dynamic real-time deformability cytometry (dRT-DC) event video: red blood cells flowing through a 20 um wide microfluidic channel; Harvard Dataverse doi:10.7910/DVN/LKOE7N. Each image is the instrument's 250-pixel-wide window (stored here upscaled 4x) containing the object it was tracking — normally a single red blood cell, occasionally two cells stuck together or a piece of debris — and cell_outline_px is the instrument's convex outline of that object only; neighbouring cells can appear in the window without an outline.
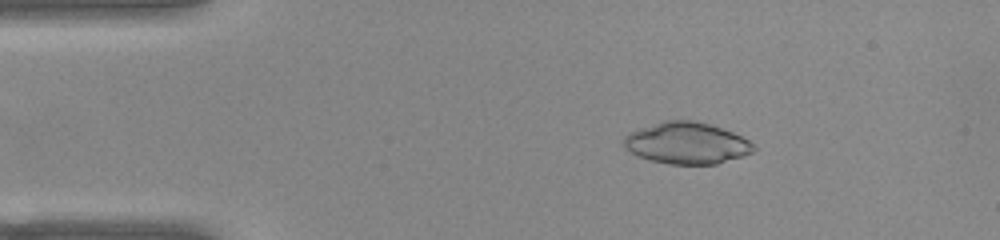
{"species": "common noctule bat (a hibernating species)", "species_latin": "Nyctalus noctula", "temperature_condition": "warm", "stored_images_in_passage": 51, "camera_frame_rate_fps": 3000, "um_per_image_px": 0.085, "animal": {"sex": "female", "body_mass_g": 22.0, "forearm_length_mm": 56.7}, "frame": {"image": 1, "passage_image": 8, "time_ms": 2.333, "image_size_px": [1000, 240], "cell_outline_px": [[756, 148], [752, 152], [716, 164], [668, 164], [636, 156], [624, 148], [624, 136], [640, 128], [664, 120], [696, 120], [732, 132], [748, 140]], "centroid_in_image_um": [58.33, 12.16], "position_along_channel_um": 26.7, "area_um2": 31.15}}
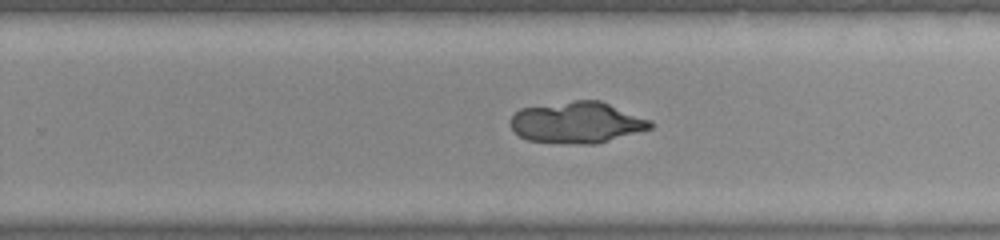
{"frame": {"image": 2, "passage_image": 32, "time_ms": 10.333, "image_size_px": [1000, 240], "cell_outline_px": [[656, 124], [652, 128], [596, 144], [580, 144], [528, 140], [520, 136], [512, 128], [508, 120], [520, 108], [576, 100], [600, 100], [652, 120]], "centroid_in_image_um": [49.07, 10.4], "position_along_channel_um": 280.7, "area_um2": 33.7}}
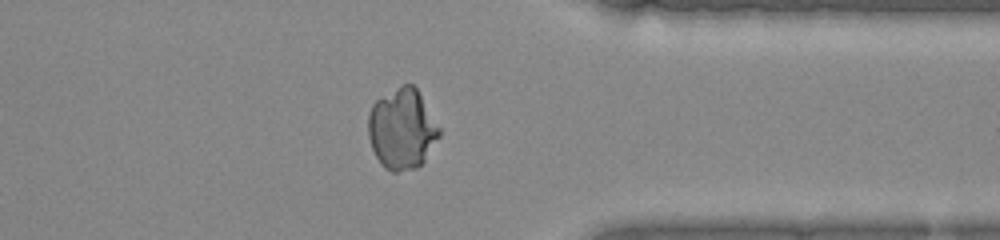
{"frame": {"image": 3, "passage_image": 40, "time_ms": 13.0, "image_size_px": [1000, 240], "cell_outline_px": [[440, 136], [424, 160], [416, 168], [396, 172], [392, 172], [384, 168], [380, 164], [372, 148], [368, 136], [368, 116], [372, 104], [376, 100], [404, 84], [412, 84], [416, 88], [440, 128]], "centroid_in_image_um": [34.16, 10.99], "position_along_channel_um": 377.2, "area_um2": 33.06}}